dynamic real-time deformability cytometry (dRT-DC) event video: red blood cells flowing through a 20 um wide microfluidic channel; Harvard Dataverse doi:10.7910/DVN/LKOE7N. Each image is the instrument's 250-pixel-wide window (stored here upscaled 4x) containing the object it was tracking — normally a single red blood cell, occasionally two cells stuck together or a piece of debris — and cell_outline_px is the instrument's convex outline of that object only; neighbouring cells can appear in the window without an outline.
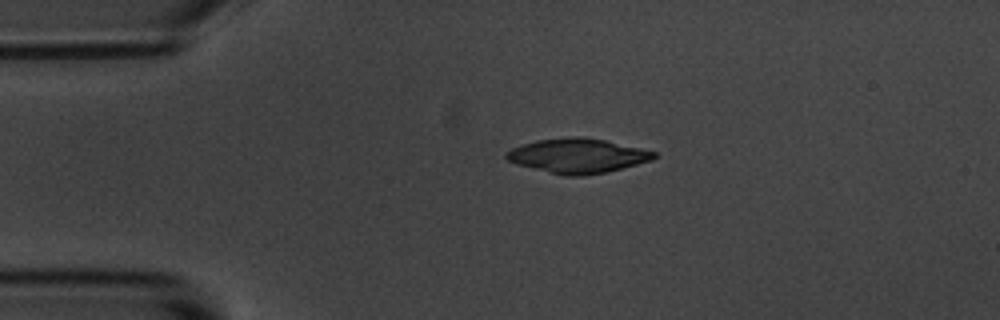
{"species": "common noctule bat (a hibernating species)", "species_latin": "Nyctalus noctula", "temperature_condition": "room temperature", "stored_images_in_passage": 2, "camera_frame_rate_fps": 3000, "um_per_image_px": 0.085, "animal": {"sex": "male", "body_mass_g": 20.1, "forearm_length_mm": 53.5}, "frame": {"image": 1, "passage_image": 1, "time_ms": 0.0, "image_size_px": [1000, 320], "cell_outline_px": [[656, 156], [652, 160], [604, 172], [584, 176], [564, 176], [516, 164], [508, 160], [504, 156], [512, 148], [536, 140], [568, 136], [584, 136], [604, 140], [640, 148], [656, 152]], "centroid_in_image_um": [49.07, 13.23], "position_along_channel_um": 35.9, "area_um2": 29.48}}